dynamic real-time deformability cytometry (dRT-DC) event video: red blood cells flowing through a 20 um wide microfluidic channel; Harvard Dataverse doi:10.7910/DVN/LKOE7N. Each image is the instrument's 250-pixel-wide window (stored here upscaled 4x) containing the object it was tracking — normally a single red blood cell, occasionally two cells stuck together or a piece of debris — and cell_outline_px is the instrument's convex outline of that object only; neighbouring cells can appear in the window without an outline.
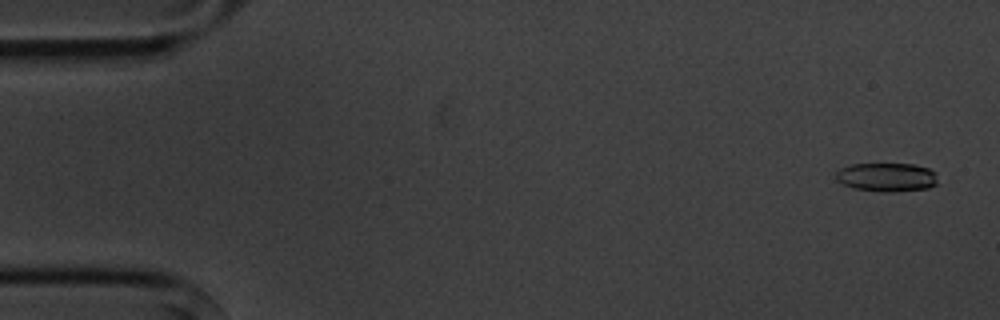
{"species": "common noctule bat (a hibernating species)", "species_latin": "Nyctalus noctula", "temperature_condition": "cold", "stored_images_in_passage": 4, "camera_frame_rate_fps": 3000, "um_per_image_px": 0.085, "animal": {"sex": "male", "body_mass_g": 20.1, "forearm_length_mm": 53.5}, "frame": {"image": 1, "passage_image": 1, "time_ms": 0.0, "image_size_px": [1000, 320], "cell_outline_px": [[936, 184], [928, 188], [892, 192], [884, 192], [852, 188], [836, 180], [836, 172], [840, 168], [852, 164], [912, 164], [928, 168], [936, 172]], "centroid_in_image_um": [75.36, 15.06], "position_along_channel_um": 9.6, "area_um2": 17.05}}